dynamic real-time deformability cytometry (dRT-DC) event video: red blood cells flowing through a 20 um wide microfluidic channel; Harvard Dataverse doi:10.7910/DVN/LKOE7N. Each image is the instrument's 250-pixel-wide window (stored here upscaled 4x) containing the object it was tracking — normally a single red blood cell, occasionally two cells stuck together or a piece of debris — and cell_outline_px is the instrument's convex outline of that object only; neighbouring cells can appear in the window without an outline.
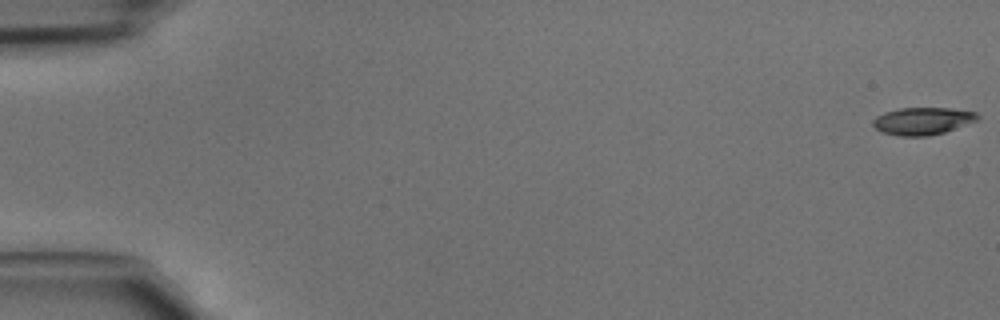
{"species": "common noctule bat (a hibernating species)", "species_latin": "Nyctalus noctula", "temperature_condition": "cold", "stored_images_in_passage": 13, "camera_frame_rate_fps": 3000, "um_per_image_px": 0.085, "animal": {"sex": "male", "body_mass_g": 15.6}, "frame": {"image": 1, "passage_image": 1, "time_ms": 0.0, "image_size_px": [1000, 320], "cell_outline_px": [[980, 120], [944, 132], [928, 136], [900, 136], [880, 132], [872, 124], [872, 120], [876, 116], [884, 112], [900, 108], [948, 108], [976, 112], [980, 116]], "centroid_in_image_um": [78.42, 10.29], "position_along_channel_um": 6.6, "area_um2": 16.82}}
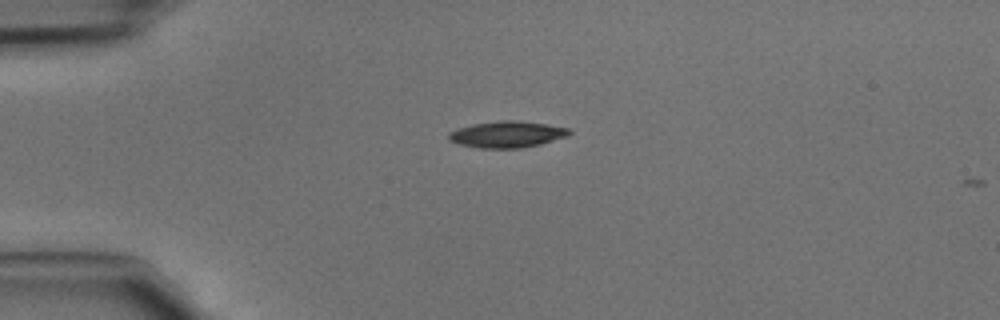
{"frame": {"image": 2, "passage_image": 12, "time_ms": 3.667, "image_size_px": [1000, 320], "cell_outline_px": [[572, 132], [568, 136], [540, 144], [520, 148], [480, 148], [456, 144], [448, 140], [448, 132], [472, 124], [500, 120], [516, 120], [572, 128]], "centroid_in_image_um": [43.09, 11.42], "position_along_channel_um": 41.9, "area_um2": 18.67}}